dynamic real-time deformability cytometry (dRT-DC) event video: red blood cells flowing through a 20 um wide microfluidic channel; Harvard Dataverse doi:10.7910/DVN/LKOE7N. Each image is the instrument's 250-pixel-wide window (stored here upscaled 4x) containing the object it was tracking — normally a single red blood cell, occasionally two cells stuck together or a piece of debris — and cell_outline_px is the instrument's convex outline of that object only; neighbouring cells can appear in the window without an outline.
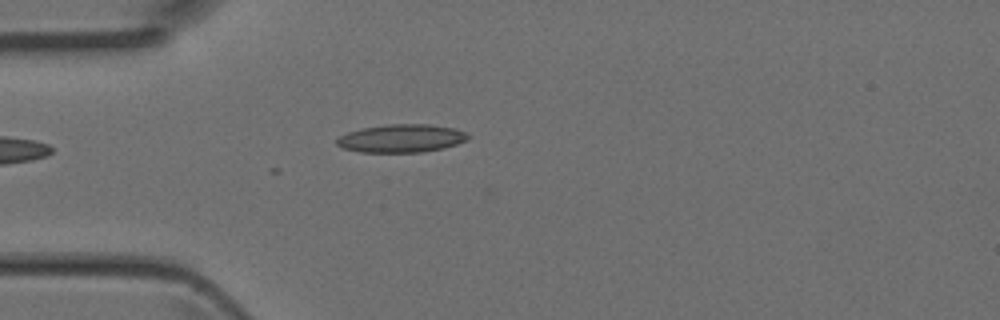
{"species": "Egyptian fruit bat (a non-hibernating species)", "species_latin": "Rousettus aegyptiacus", "temperature_condition": "room temperature", "stored_images_in_passage": 3, "camera_frame_rate_fps": 3000, "um_per_image_px": 0.085, "animal": {"sex": "female"}, "frame": {"image": 1, "passage_image": 3, "time_ms": 0.667, "image_size_px": [1000, 320], "cell_outline_px": [[472, 136], [468, 140], [444, 148], [424, 152], [360, 152], [344, 148], [336, 144], [336, 140], [340, 136], [348, 132], [364, 128], [388, 124], [428, 124], [456, 128]], "centroid_in_image_um": [34.17, 11.76], "position_along_channel_um": 50.8, "area_um2": 21.5}}